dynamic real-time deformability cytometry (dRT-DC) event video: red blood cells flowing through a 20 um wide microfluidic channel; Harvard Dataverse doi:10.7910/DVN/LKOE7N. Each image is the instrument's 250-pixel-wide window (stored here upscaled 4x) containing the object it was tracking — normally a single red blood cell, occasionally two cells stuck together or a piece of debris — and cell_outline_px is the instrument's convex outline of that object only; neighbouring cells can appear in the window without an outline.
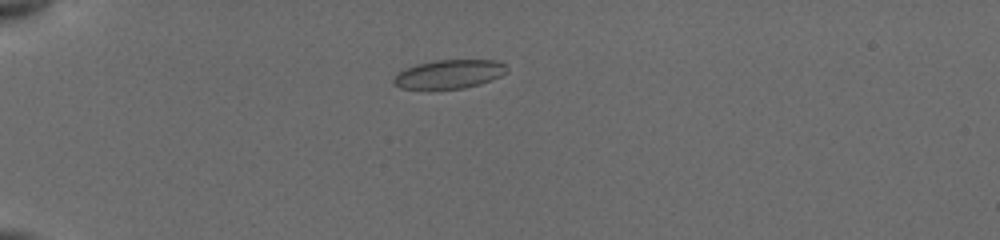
{"species": "common noctule bat (a hibernating species)", "species_latin": "Nyctalus noctula", "temperature_condition": "cold", "stored_images_in_passage": 59, "camera_frame_rate_fps": 3000, "um_per_image_px": 0.085, "animal": {"sex": "female", "body_mass_g": 19.5, "forearm_length_mm": 54.1}, "frame": {"image": 1, "passage_image": 1, "time_ms": 0.0, "image_size_px": [1000, 240], "cell_outline_px": [[508, 72], [492, 80], [480, 84], [464, 88], [400, 88], [392, 84], [392, 80], [400, 72], [416, 64], [436, 60], [496, 60], [504, 64], [508, 68]], "centroid_in_image_um": [38.22, 6.29], "position_along_channel_um": 46.8, "area_um2": 18.79}}
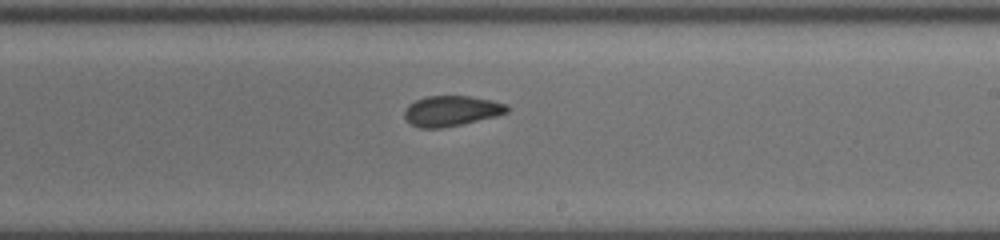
{"frame": {"image": 2, "passage_image": 34, "time_ms": 6.333, "image_size_px": [1000, 240], "cell_outline_px": [[512, 108], [508, 112], [496, 116], [460, 124], [440, 128], [420, 128], [412, 124], [404, 116], [404, 108], [408, 104], [424, 96], [472, 96], [492, 100], [508, 104]], "centroid_in_image_um": [38.39, 9.41], "position_along_channel_um": 250.6, "area_um2": 18.26}}
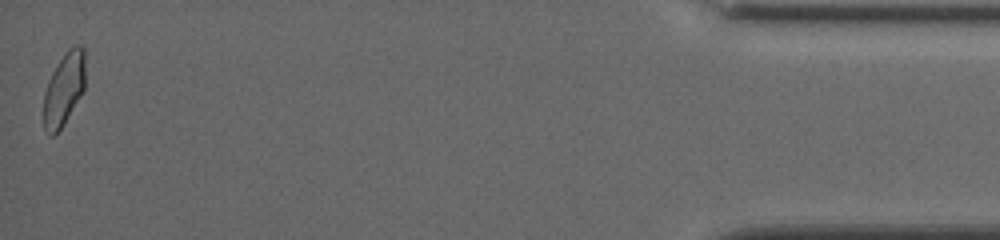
{"frame": {"image": 3, "passage_image": 58, "time_ms": 13.0, "image_size_px": [1000, 240], "cell_outline_px": [[84, 88], [80, 96], [64, 124], [52, 136], [48, 136], [44, 132], [44, 92], [48, 80], [52, 72], [64, 52], [72, 44], [80, 44], [84, 48]], "centroid_in_image_um": [5.42, 7.54], "position_along_channel_um": 429.8, "area_um2": 17.74}, "authors_computed_cell_mechanics": {"area_um2": 18.6116, "velocity_mm_per_s": 3.8177, "shape_relaxation_time_tau1_ms": 9.8785, "shape_relaxation_time_tau2_ms": 1.5939, "deformation_change_tau1": 0.1461, "deformation_change_tau2": 0.0732}}